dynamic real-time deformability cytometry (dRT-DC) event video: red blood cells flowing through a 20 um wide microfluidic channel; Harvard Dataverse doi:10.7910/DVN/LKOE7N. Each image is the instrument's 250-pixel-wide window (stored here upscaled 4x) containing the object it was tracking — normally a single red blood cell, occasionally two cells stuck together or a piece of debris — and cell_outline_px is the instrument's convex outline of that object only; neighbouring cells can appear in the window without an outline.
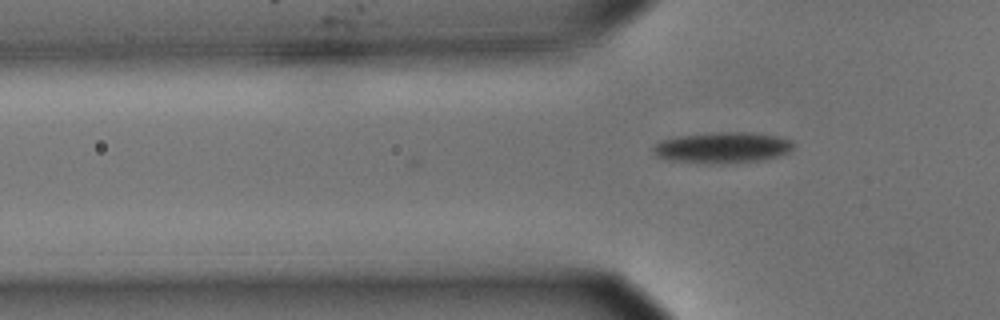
{"species": "common noctule bat (a hibernating species)", "species_latin": "Nyctalus noctula", "temperature_condition": "cold", "stored_images_in_passage": 5, "camera_frame_rate_fps": 3000, "um_per_image_px": 0.085, "animal": {"sex": "male", "body_mass_g": 15.6}, "frame": {"image": 1, "passage_image": 5, "time_ms": 1.333, "image_size_px": [1000, 320], "cell_outline_px": [[792, 148], [788, 152], [780, 156], [764, 160], [720, 164], [708, 164], [672, 160], [656, 156], [652, 148], [656, 144], [664, 140], [680, 136], [720, 132], [748, 132], [776, 136], [792, 140]], "centroid_in_image_um": [61.44, 12.56], "position_along_channel_um": 64.4, "area_um2": 25.14}}